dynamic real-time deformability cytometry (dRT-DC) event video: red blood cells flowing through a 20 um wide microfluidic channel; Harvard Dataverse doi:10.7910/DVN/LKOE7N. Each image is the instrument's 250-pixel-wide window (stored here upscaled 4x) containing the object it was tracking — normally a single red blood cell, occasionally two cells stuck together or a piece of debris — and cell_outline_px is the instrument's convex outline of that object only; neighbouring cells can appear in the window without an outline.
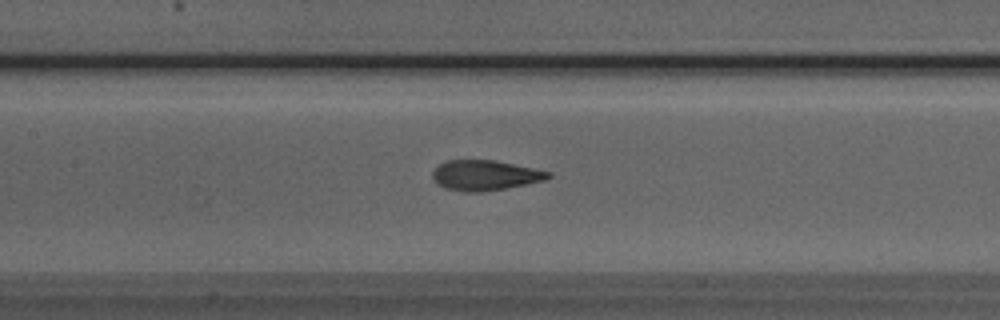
{"species": "Egyptian fruit bat (a non-hibernating species)", "species_latin": "Rousettus aegyptiacus", "temperature_condition": "room temperature", "stored_images_in_passage": 37, "camera_frame_rate_fps": 3000, "um_per_image_px": 0.085, "animal": {"sex": "male"}, "frame": {"image": 1, "passage_image": 10, "time_ms": 3.0, "image_size_px": [1000, 320], "cell_outline_px": [[552, 176], [544, 180], [504, 188], [480, 192], [464, 192], [444, 188], [436, 184], [432, 176], [432, 172], [440, 164], [448, 160], [496, 160], [552, 172]], "centroid_in_image_um": [41.21, 14.9], "position_along_channel_um": 166.2, "area_um2": 20.29}}
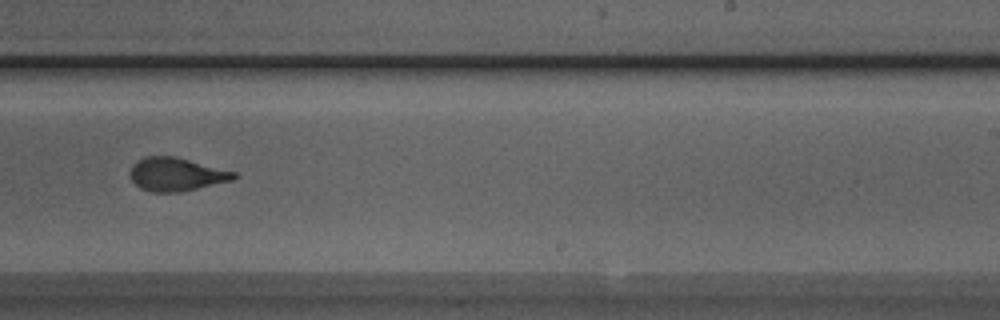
{"frame": {"image": 2, "passage_image": 18, "time_ms": 5.667, "image_size_px": [1000, 320], "cell_outline_px": [[240, 176], [232, 180], [180, 192], [152, 192], [140, 188], [132, 180], [132, 164], [136, 160], [144, 156], [176, 156], [236, 172]], "centroid_in_image_um": [15.0, 14.8], "position_along_channel_um": 274.0, "area_um2": 20.11}}
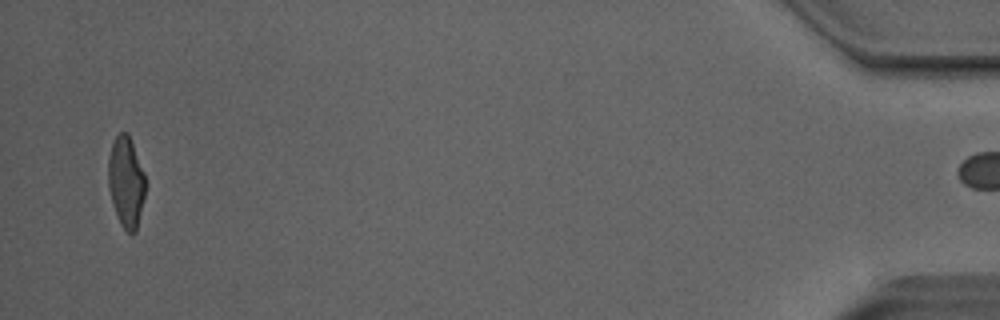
{"frame": {"image": 3, "passage_image": 36, "time_ms": 11.667, "image_size_px": [1000, 320], "cell_outline_px": [[144, 196], [136, 232], [128, 232], [120, 224], [108, 188], [108, 160], [112, 144], [116, 136], [120, 132], [128, 132], [144, 172]], "centroid_in_image_um": [10.7, 15.43], "position_along_channel_um": 424.5, "area_um2": 19.31}, "authors_computed_cell_mechanics": {"area_um2": 20.6924, "velocity_mm_per_s": 4.0651, "shape_relaxation_time_tau1_ms": 3.0282, "shape_relaxation_time_tau2_ms": 1.1056, "deformation_change_tau1": 0.2001, "deformation_change_tau2": 0.0927}}